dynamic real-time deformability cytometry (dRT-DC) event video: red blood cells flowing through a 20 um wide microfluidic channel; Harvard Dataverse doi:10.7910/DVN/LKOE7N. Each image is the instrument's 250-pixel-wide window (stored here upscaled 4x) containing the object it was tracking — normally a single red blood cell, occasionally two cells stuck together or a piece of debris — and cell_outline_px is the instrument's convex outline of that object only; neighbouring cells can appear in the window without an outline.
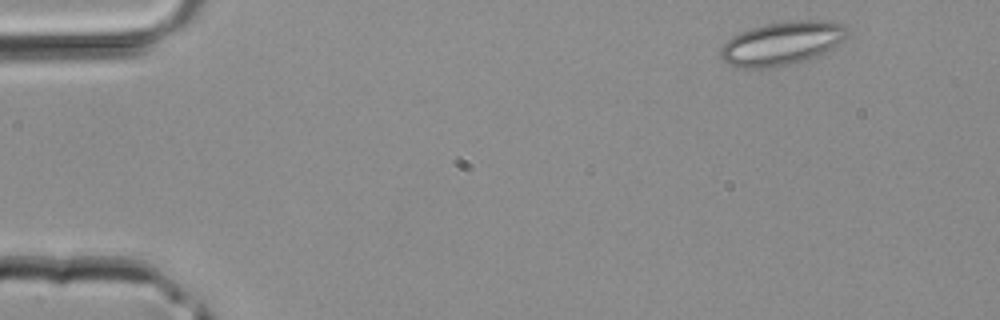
{"species": "common noctule bat (a hibernating species)", "species_latin": "Nyctalus noctula", "temperature_condition": "room temperature", "stored_images_in_passage": 38, "camera_frame_rate_fps": 3000, "um_per_image_px": 0.085, "animal": {"sex": "male", "body_mass_g": 20.4}, "frame": {"image": 1, "passage_image": 1, "time_ms": 0.0, "image_size_px": [1000, 320], "cell_outline_px": [[848, 32], [844, 40], [832, 48], [808, 60], [788, 64], [764, 68], [740, 68], [728, 64], [720, 56], [720, 48], [732, 36], [740, 32], [752, 28], [768, 24], [800, 20], [832, 20], [844, 24], [848, 28]], "centroid_in_image_um": [66.5, 3.68], "position_along_channel_um": 18.5, "area_um2": 32.02}}
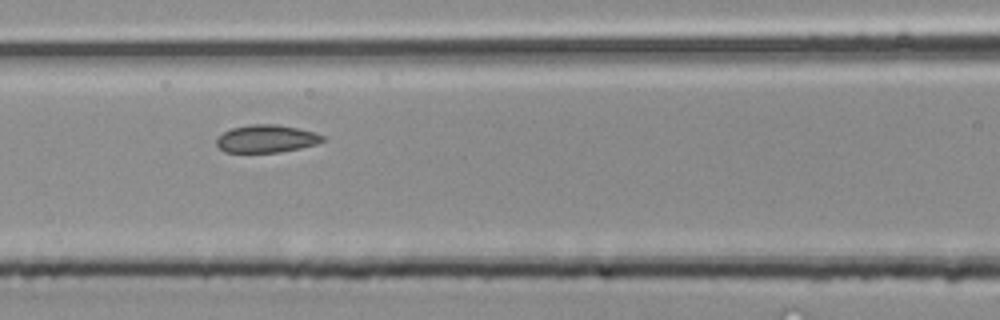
{"frame": {"image": 2, "passage_image": 15, "time_ms": 4.667, "image_size_px": [1000, 320], "cell_outline_px": [[324, 140], [316, 144], [300, 148], [280, 152], [224, 152], [216, 144], [216, 136], [232, 128], [252, 124], [276, 124], [316, 132], [324, 136]], "centroid_in_image_um": [22.63, 11.79], "position_along_channel_um": 144.0, "area_um2": 17.11}}
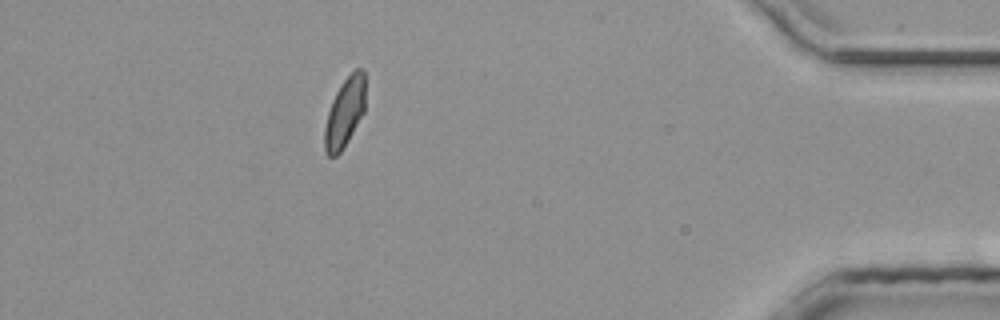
{"frame": {"image": 3, "passage_image": 34, "time_ms": 11.0, "image_size_px": [1000, 320], "cell_outline_px": [[364, 112], [348, 140], [340, 152], [336, 156], [328, 156], [324, 148], [324, 128], [328, 112], [332, 100], [340, 84], [356, 68], [364, 68]], "centroid_in_image_um": [29.29, 9.56], "position_along_channel_um": 405.9, "area_um2": 16.3}}